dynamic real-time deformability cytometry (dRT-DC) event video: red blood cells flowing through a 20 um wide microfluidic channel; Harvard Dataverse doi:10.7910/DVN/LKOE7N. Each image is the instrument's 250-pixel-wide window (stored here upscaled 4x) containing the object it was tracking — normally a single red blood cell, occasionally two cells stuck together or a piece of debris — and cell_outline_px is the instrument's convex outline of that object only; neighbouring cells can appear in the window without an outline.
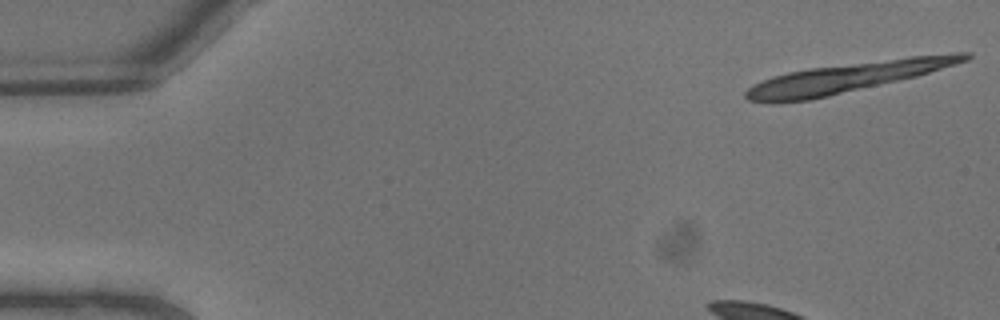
{"species": "common noctule bat (a hibernating species)", "species_latin": "Nyctalus noctula", "temperature_condition": "warm", "stored_images_in_passage": 4, "camera_frame_rate_fps": 3000, "um_per_image_px": 0.085, "animal": {"sex": "male", "body_mass_g": 13.3}, "frame": {"image": 1, "passage_image": 1, "time_ms": 0.0, "image_size_px": [1000, 320], "cell_outline_px": [[972, 56], [968, 60], [956, 64], [916, 76], [828, 96], [808, 100], [772, 104], [748, 100], [744, 96], [744, 92], [748, 88], [764, 80], [788, 72], [808, 68], [908, 56], [956, 52], [972, 52]], "centroid_in_image_um": [72.01, 6.57], "position_along_channel_um": 13.0, "area_um2": 38.03}}